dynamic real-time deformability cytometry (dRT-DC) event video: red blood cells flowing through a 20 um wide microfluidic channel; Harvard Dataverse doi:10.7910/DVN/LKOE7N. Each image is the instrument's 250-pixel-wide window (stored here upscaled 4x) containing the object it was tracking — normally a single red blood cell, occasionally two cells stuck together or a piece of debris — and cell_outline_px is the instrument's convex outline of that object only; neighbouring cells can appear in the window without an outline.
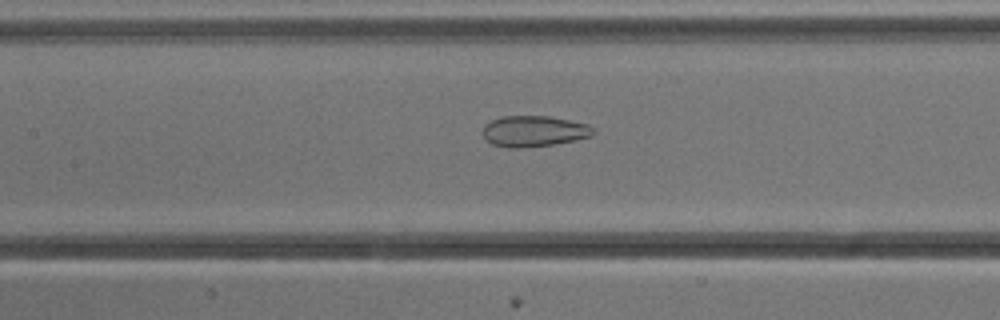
{"species": "common noctule bat (a hibernating species)", "species_latin": "Nyctalus noctula", "temperature_condition": "cold", "stored_images_in_passage": 53, "camera_frame_rate_fps": 3000, "um_per_image_px": 0.085, "animal": {"sex": "male", "body_mass_g": 13.3}, "frame": {"image": 1, "passage_image": 24, "time_ms": 7.667, "image_size_px": [1000, 320], "cell_outline_px": [[596, 132], [592, 136], [552, 144], [520, 148], [512, 148], [492, 144], [484, 136], [484, 124], [492, 120], [504, 116], [548, 116], [588, 124], [596, 128]], "centroid_in_image_um": [45.42, 11.14], "position_along_channel_um": 162.0, "area_um2": 19.71}}
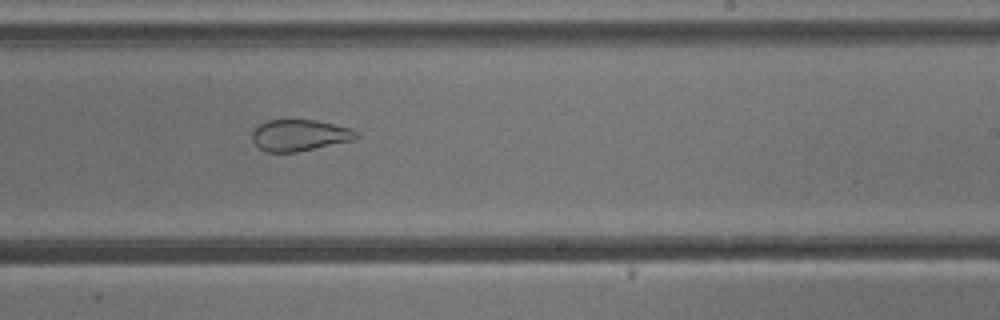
{"frame": {"image": 2, "passage_image": 32, "time_ms": 10.333, "image_size_px": [1000, 320], "cell_outline_px": [[360, 136], [352, 140], [296, 152], [268, 152], [260, 148], [252, 140], [252, 132], [260, 124], [268, 120], [316, 120], [352, 128]], "centroid_in_image_um": [25.47, 11.49], "position_along_channel_um": 263.5, "area_um2": 18.84}}
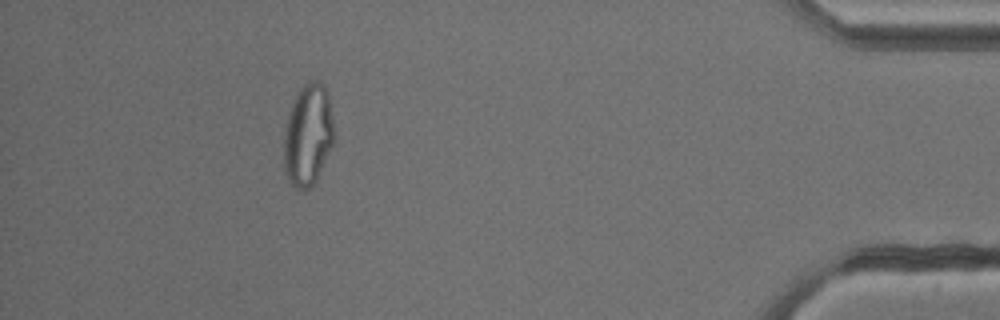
{"frame": {"image": 3, "passage_image": 48, "time_ms": 15.667, "image_size_px": [1000, 320], "cell_outline_px": [[336, 140], [316, 180], [304, 192], [296, 188], [292, 184], [284, 172], [284, 128], [292, 104], [300, 88], [308, 80], [320, 80], [324, 84], [328, 96], [336, 136]], "centroid_in_image_um": [26.2, 11.47], "position_along_channel_um": 409.0, "area_um2": 30.17}, "authors_computed_cell_mechanics": {"area_um2": 28.4376, "velocity_mm_per_s": 3.8172, "shape_relaxation_time_tau1_ms": null, "shape_relaxation_time_tau2_ms": 1.7466, "deformation_change_tau1": null, "deformation_change_tau2": 0.0794}}